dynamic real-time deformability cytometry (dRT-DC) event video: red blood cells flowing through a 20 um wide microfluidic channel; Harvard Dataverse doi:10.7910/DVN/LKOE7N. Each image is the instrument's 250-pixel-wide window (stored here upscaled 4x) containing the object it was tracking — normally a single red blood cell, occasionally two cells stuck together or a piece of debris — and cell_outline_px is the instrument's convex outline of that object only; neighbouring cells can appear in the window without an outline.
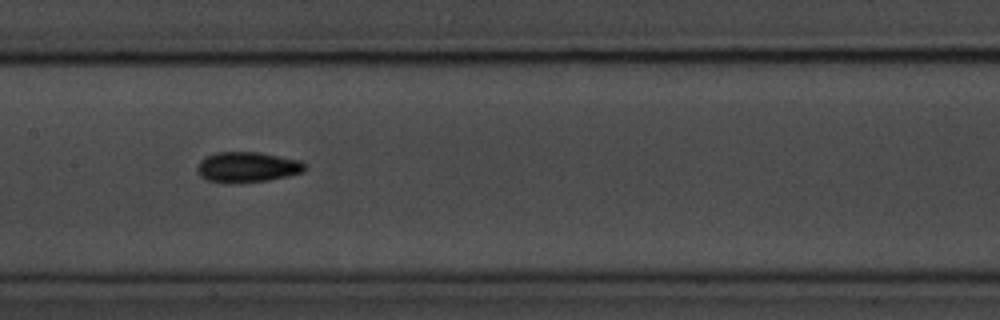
{"species": "common noctule bat (a hibernating species)", "species_latin": "Nyctalus noctula", "temperature_condition": "room temperature", "stored_images_in_passage": 12, "segment_of_instrument_passage": [1, 2], "camera_frame_rate_fps": 3000, "um_per_image_px": 0.085, "animal": {"sex": "male", "body_mass_g": 20.1, "forearm_length_mm": 53.5}, "frame": {"image": 1, "passage_image": 4, "time_ms": 3.333, "image_size_px": [1000, 320], "cell_outline_px": [[308, 168], [304, 172], [288, 176], [268, 180], [228, 184], [208, 180], [200, 176], [196, 168], [200, 160], [204, 156], [216, 152], [260, 152], [300, 160], [308, 164]], "centroid_in_image_um": [21.04, 14.2], "position_along_channel_um": 186.4, "area_um2": 19.48}}
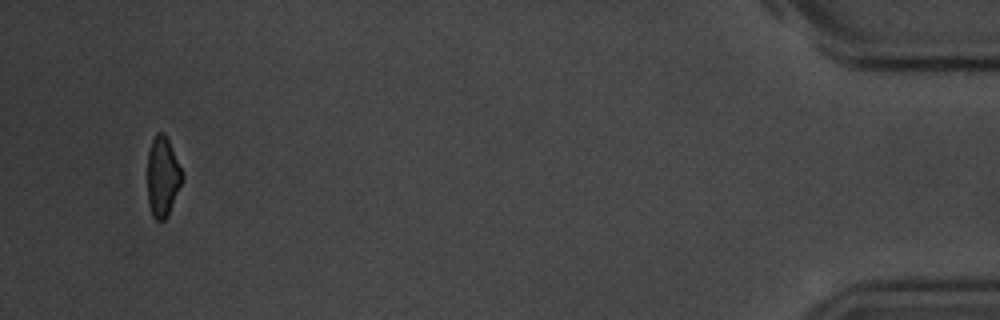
{"frame": {"image": 2, "passage_image": 11, "time_ms": 12.333, "image_size_px": [1000, 320], "cell_outline_px": [[184, 176], [168, 216], [164, 220], [156, 220], [152, 216], [148, 204], [148, 152], [152, 140], [156, 132], [164, 132], [184, 172]], "centroid_in_image_um": [13.83, 15.02], "position_along_channel_um": 421.4, "area_um2": 16.3}}